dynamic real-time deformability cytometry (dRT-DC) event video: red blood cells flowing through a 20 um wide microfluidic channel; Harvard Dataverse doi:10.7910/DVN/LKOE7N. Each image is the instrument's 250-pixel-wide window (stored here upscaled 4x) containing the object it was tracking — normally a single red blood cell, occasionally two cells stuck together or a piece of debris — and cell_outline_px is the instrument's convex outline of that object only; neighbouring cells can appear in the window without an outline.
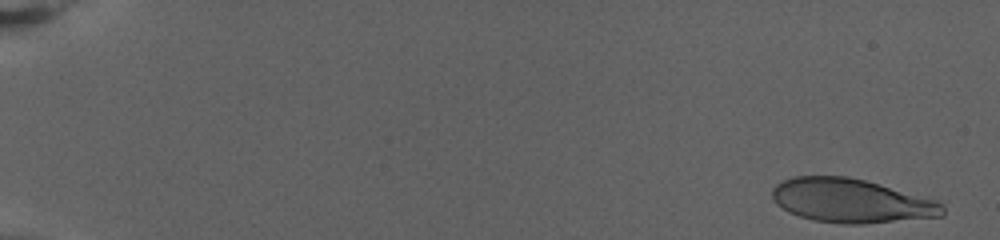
{"species": "human", "species_latin": "Homo sapiens", "temperature_condition": "warm", "stored_images_in_passage": 75, "camera_frame_rate_fps": 3000, "um_per_image_px": 0.085, "donor": {"sex": "female"}, "frame": {"image": 1, "passage_image": 3, "time_ms": 0.667, "image_size_px": [1000, 240], "cell_outline_px": [[944, 216], [864, 224], [844, 224], [812, 220], [788, 212], [776, 204], [772, 200], [772, 188], [776, 184], [792, 176], [848, 176], [864, 180], [936, 200], [944, 208]], "centroid_in_image_um": [72.31, 17.07], "position_along_channel_um": 12.7, "area_um2": 43.58}}
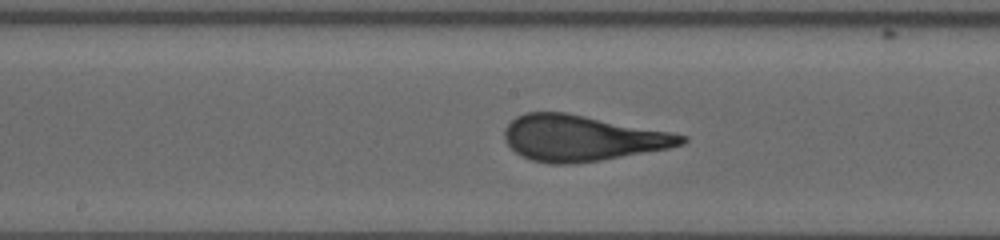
{"frame": {"image": 2, "passage_image": 42, "time_ms": 13.667, "image_size_px": [1000, 240], "cell_outline_px": [[688, 140], [684, 144], [668, 148], [600, 160], [572, 164], [548, 164], [532, 160], [520, 156], [504, 140], [504, 128], [516, 116], [524, 112], [568, 112], [672, 132], [688, 136]], "centroid_in_image_um": [49.45, 11.73], "position_along_channel_um": 198.7, "area_um2": 47.45}}
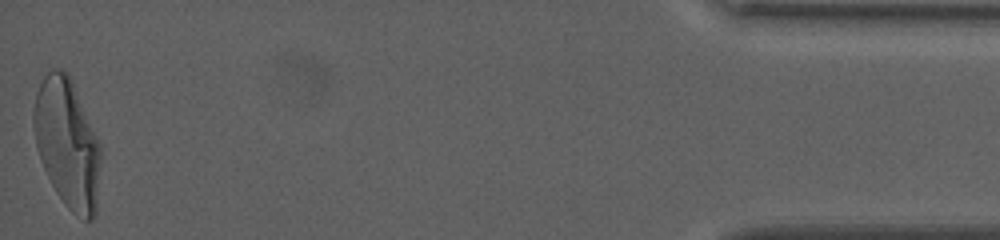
{"frame": {"image": 3, "passage_image": 75, "time_ms": 24.667, "image_size_px": [1000, 240], "cell_outline_px": [[100, 160], [96, 216], [92, 220], [84, 220], [76, 216], [64, 204], [56, 192], [40, 160], [36, 148], [32, 120], [36, 92], [44, 76], [52, 68], [60, 68], [68, 72], [100, 144]], "centroid_in_image_um": [5.7, 12.2], "position_along_channel_um": 429.5, "area_um2": 50.34}, "authors_computed_cell_mechanics": {"area_um2": 45.5464, "velocity_mm_per_s": 2.8194, "shape_relaxation_time_tau1_ms": 6.4945, "shape_relaxation_time_tau2_ms": null, "deformation_change_tau1": 0.2688, "deformation_change_tau2": null}}